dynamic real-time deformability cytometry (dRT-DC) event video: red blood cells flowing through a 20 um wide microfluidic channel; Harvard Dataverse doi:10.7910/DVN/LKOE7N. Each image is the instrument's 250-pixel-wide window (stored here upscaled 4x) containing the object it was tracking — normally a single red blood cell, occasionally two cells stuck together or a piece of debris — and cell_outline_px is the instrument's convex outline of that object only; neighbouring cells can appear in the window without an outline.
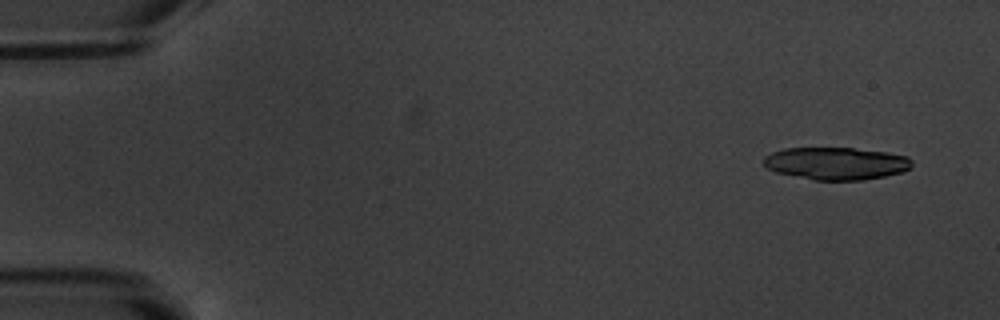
{"species": "common noctule bat (a hibernating species)", "species_latin": "Nyctalus noctula", "temperature_condition": "warm", "stored_images_in_passage": 6, "camera_frame_rate_fps": 3000, "um_per_image_px": 0.085, "animal": {"sex": "male", "body_mass_g": 20.1, "forearm_length_mm": 53.5}, "frame": {"image": 1, "passage_image": 1, "time_ms": 0.0, "image_size_px": [1000, 320], "cell_outline_px": [[912, 168], [900, 172], [884, 176], [864, 180], [812, 180], [776, 172], [768, 168], [764, 164], [764, 156], [772, 152], [784, 148], [852, 148], [888, 152], [908, 156], [912, 160]], "centroid_in_image_um": [71.09, 13.89], "position_along_channel_um": 13.9, "area_um2": 28.15}}